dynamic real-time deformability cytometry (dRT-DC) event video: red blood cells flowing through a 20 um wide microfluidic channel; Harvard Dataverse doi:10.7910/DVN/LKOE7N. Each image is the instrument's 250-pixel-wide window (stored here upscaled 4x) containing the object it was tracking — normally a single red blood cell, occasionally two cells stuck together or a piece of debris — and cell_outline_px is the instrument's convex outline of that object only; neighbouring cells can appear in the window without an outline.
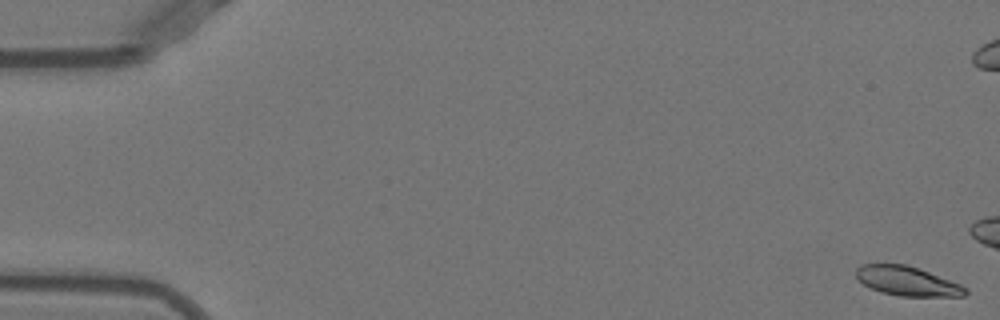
{"species": "Egyptian fruit bat (a non-hibernating species)", "species_latin": "Rousettus aegyptiacus", "temperature_condition": "warm", "stored_images_in_passage": 16, "camera_frame_rate_fps": 3000, "um_per_image_px": 0.085, "animal": {"sex": "female"}, "frame": {"image": 1, "passage_image": 1, "time_ms": 0.0, "image_size_px": [1000, 320], "cell_outline_px": [[968, 292], [964, 296], [900, 296], [880, 292], [864, 284], [856, 276], [856, 268], [860, 264], [904, 264], [928, 272], [960, 284], [968, 288]], "centroid_in_image_um": [77.11, 23.9], "position_along_channel_um": 7.9, "area_um2": 18.44}}